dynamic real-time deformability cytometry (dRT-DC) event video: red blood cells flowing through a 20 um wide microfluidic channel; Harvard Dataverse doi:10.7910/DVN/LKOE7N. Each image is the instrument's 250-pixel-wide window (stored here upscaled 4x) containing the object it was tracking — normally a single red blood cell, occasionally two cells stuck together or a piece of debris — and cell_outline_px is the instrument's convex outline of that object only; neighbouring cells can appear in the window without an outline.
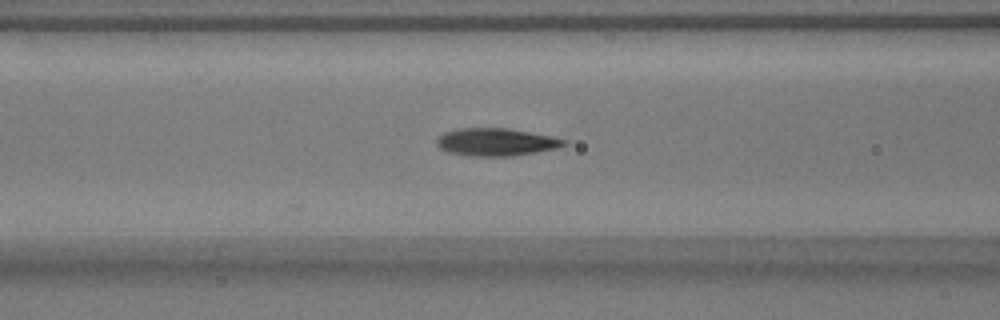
{"species": "common noctule bat (a hibernating species)", "species_latin": "Nyctalus noctula", "temperature_condition": "warm", "stored_images_in_passage": 40, "camera_frame_rate_fps": 3000, "um_per_image_px": 0.085, "animal": {"sex": "male", "body_mass_g": 17.9}, "frame": {"image": 1, "passage_image": 8, "time_ms": 2.333, "image_size_px": [1000, 320], "cell_outline_px": [[568, 144], [556, 148], [536, 152], [512, 156], [468, 156], [448, 152], [440, 148], [436, 144], [436, 140], [444, 132], [456, 128], [508, 128], [552, 136], [568, 140]], "centroid_in_image_um": [42.17, 12.07], "position_along_channel_um": 124.4, "area_um2": 20.63}}
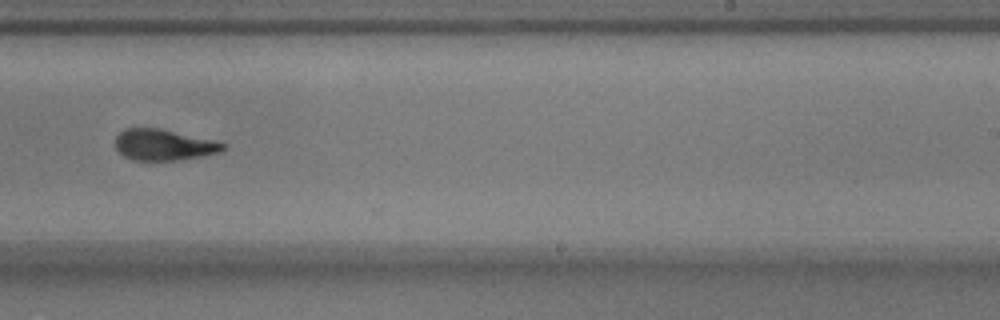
{"frame": {"image": 2, "passage_image": 20, "time_ms": 6.333, "image_size_px": [1000, 320], "cell_outline_px": [[228, 144], [220, 152], [200, 156], [176, 160], [132, 160], [124, 156], [116, 148], [116, 136], [124, 128], [160, 128]], "centroid_in_image_um": [13.89, 12.31], "position_along_channel_um": 275.1, "area_um2": 19.25}}
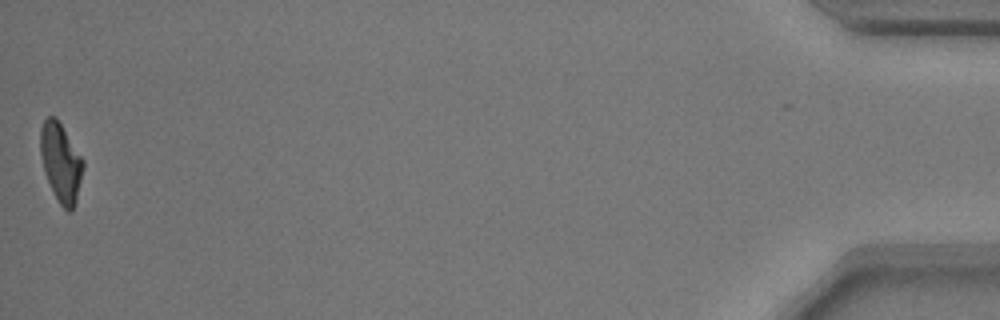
{"frame": {"image": 3, "passage_image": 40, "time_ms": 13.0, "image_size_px": [1000, 320], "cell_outline_px": [[84, 168], [76, 200], [72, 208], [68, 212], [60, 204], [44, 172], [40, 152], [40, 128], [44, 120], [48, 116], [56, 116], [84, 160]], "centroid_in_image_um": [5.17, 13.75], "position_along_channel_um": 430.0, "area_um2": 19.42}, "authors_computed_cell_mechanics": {"area_um2": 20.2589, "velocity_mm_per_s": 3.7731, "shape_relaxation_time_tau1_ms": 4.1812, "shape_relaxation_time_tau2_ms": 2.4636, "deformation_change_tau1": 0.1915, "deformation_change_tau2": 0.0699}}